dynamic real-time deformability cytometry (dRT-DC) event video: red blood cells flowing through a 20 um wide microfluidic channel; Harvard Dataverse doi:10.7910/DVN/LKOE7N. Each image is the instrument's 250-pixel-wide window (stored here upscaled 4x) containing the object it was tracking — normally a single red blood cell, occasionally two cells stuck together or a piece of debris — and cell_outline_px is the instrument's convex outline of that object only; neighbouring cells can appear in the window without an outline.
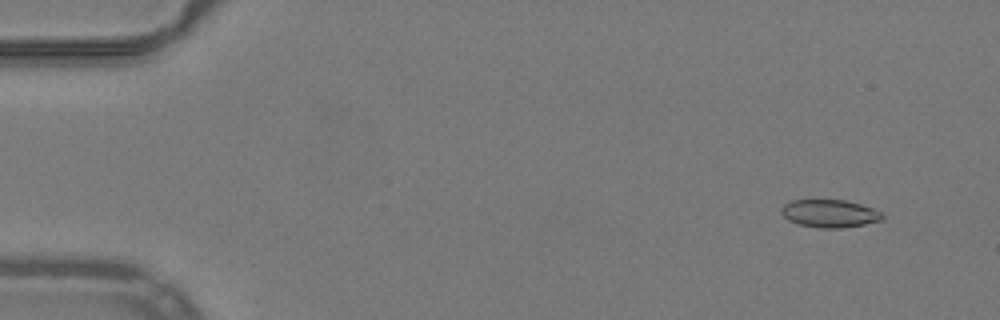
{"species": "common noctule bat (a hibernating species)", "species_latin": "Nyctalus noctula", "temperature_condition": "warm", "stored_images_in_passage": 52, "camera_frame_rate_fps": 3000, "um_per_image_px": 0.085, "animal": {"sex": "male", "body_mass_g": 19.2, "forearm_length_mm": 51.8}, "frame": {"image": 1, "passage_image": 4, "time_ms": 1.0, "image_size_px": [1000, 320], "cell_outline_px": [[884, 220], [864, 224], [840, 228], [820, 228], [796, 224], [788, 220], [780, 212], [780, 208], [784, 204], [792, 200], [844, 200], [860, 204], [872, 208], [880, 212], [884, 216]], "centroid_in_image_um": [70.49, 18.15], "position_along_channel_um": 14.5, "area_um2": 16.42}}
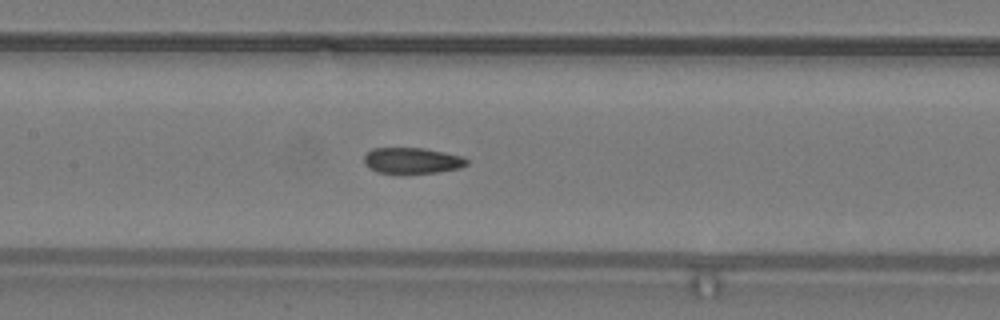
{"frame": {"image": 2, "passage_image": 25, "time_ms": 8.0, "image_size_px": [1000, 320], "cell_outline_px": [[468, 164], [460, 168], [436, 172], [376, 172], [368, 168], [364, 164], [364, 156], [372, 148], [424, 148], [464, 156], [468, 160]], "centroid_in_image_um": [35.04, 13.63], "position_along_channel_um": 172.4, "area_um2": 15.37}}
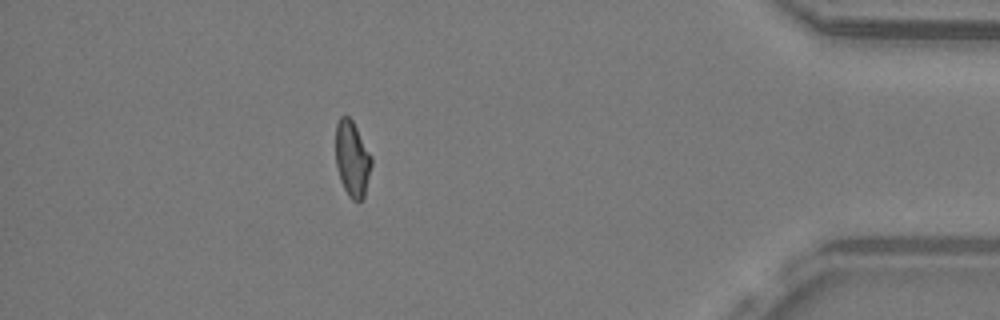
{"frame": {"image": 3, "passage_image": 46, "time_ms": 15.0, "image_size_px": [1000, 320], "cell_outline_px": [[372, 164], [364, 200], [352, 200], [348, 196], [340, 180], [336, 168], [336, 124], [340, 116], [348, 116], [352, 120], [372, 156]], "centroid_in_image_um": [29.94, 13.53], "position_along_channel_um": 405.3, "area_um2": 15.95}, "authors_computed_cell_mechanics": {"area_um2": 16.3574, "velocity_mm_per_s": 4.0082, "shape_relaxation_time_tau1_ms": null, "shape_relaxation_time_tau2_ms": 2.4386, "deformation_change_tau1": null, "deformation_change_tau2": 0.0874}}